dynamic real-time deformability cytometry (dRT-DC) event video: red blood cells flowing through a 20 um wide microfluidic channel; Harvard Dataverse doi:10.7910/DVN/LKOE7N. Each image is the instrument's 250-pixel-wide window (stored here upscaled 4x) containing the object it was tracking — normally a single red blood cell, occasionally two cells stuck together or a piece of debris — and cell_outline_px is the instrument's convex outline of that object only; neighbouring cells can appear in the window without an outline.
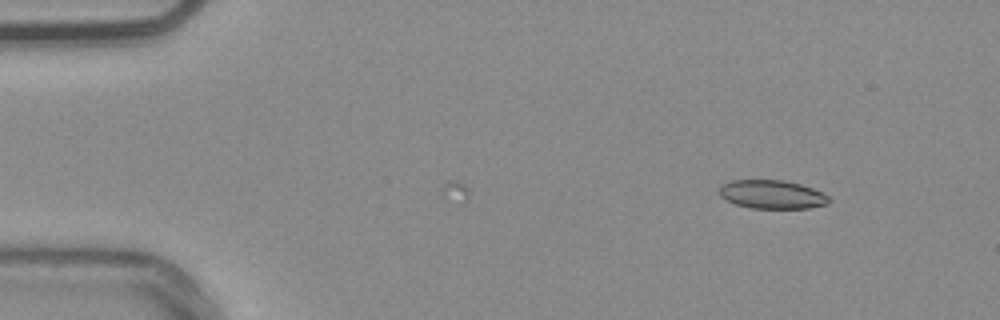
{"species": "common noctule bat (a hibernating species)", "species_latin": "Nyctalus noctula", "temperature_condition": "warm", "stored_images_in_passage": 14, "camera_frame_rate_fps": 3000, "um_per_image_px": 0.085, "animal": {"sex": "male", "body_mass_g": 20.4}, "frame": {"image": 1, "passage_image": 14, "time_ms": 4.333, "image_size_px": [1000, 320], "cell_outline_px": [[832, 200], [828, 204], [808, 208], [752, 208], [736, 204], [720, 196], [720, 188], [724, 184], [732, 180], [784, 180], [800, 184], [812, 188], [828, 196]], "centroid_in_image_um": [65.66, 16.53], "position_along_channel_um": 19.3, "area_um2": 18.09}}